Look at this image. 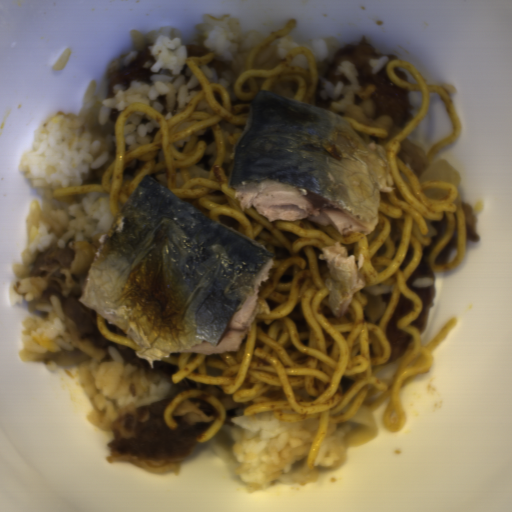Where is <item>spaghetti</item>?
I'll return each mask as SVG.
<instances>
[{
    "instance_id": "obj_2",
    "label": "spaghetti",
    "mask_w": 512,
    "mask_h": 512,
    "mask_svg": "<svg viewBox=\"0 0 512 512\" xmlns=\"http://www.w3.org/2000/svg\"><path fill=\"white\" fill-rule=\"evenodd\" d=\"M191 398H202L214 404L216 408L215 419L213 420L211 425L196 438L197 442H203L205 440H208L218 432V430L224 424L227 414L225 412L223 405L216 401L210 395L204 393L199 389H185L182 392L178 393L175 397H173L166 408L165 418L168 428L176 430L178 425L174 419L173 412L178 404H180L186 399Z\"/></svg>"
},
{
    "instance_id": "obj_3",
    "label": "spaghetti",
    "mask_w": 512,
    "mask_h": 512,
    "mask_svg": "<svg viewBox=\"0 0 512 512\" xmlns=\"http://www.w3.org/2000/svg\"><path fill=\"white\" fill-rule=\"evenodd\" d=\"M96 323H97V327L100 330V332L108 340L114 341L116 343H119V344H122V345H125L127 347L137 350L138 346L130 336H118V335L113 334L111 329L102 322L100 316H98L97 314H96Z\"/></svg>"
},
{
    "instance_id": "obj_1",
    "label": "spaghetti",
    "mask_w": 512,
    "mask_h": 512,
    "mask_svg": "<svg viewBox=\"0 0 512 512\" xmlns=\"http://www.w3.org/2000/svg\"><path fill=\"white\" fill-rule=\"evenodd\" d=\"M295 23V18L288 21L257 46L236 76L233 91L212 84L206 74L215 53L188 57L186 67L201 89L181 115L165 116L135 103L123 108L113 125L116 154L102 173V183L66 187L51 195L109 194L115 219L132 188L148 175L192 208L271 251L269 278L259 288L254 318L239 351L173 353L166 360L174 368L171 380L214 387L238 401L245 416L270 413L293 422L318 421L304 464L308 471L315 468L330 423L343 421L364 406L373 415L387 401L381 422L389 431L407 429L403 394L413 380L431 370L439 343L459 321L452 317L421 346L416 321L423 309L407 278L434 238L441 217L446 218L445 233L427 257L433 273L462 266L468 230L458 188L450 182L420 180L400 156L432 94L447 106L452 131L425 154L428 161L455 144L462 120L442 85L426 83L409 61L399 58L386 64L389 80L422 94V107L403 129L383 131L342 117L368 144L376 142L383 149L395 182L394 191L380 190L379 222L371 233L341 234L331 224L305 218L271 221L253 205L242 209V198H235L236 189L229 185L235 147L259 90L319 107L317 67L308 50L296 48L274 66L258 69L254 64ZM132 112L156 123L146 145L130 149L123 143L122 123ZM455 230L456 254L437 266L434 259ZM334 241L347 246L355 261L363 254L357 272L367 285L354 294L342 319L327 306V270L319 257L323 246ZM404 295L412 307L398 326L408 334L410 349L390 365L385 322L398 296Z\"/></svg>"
}]
</instances>
